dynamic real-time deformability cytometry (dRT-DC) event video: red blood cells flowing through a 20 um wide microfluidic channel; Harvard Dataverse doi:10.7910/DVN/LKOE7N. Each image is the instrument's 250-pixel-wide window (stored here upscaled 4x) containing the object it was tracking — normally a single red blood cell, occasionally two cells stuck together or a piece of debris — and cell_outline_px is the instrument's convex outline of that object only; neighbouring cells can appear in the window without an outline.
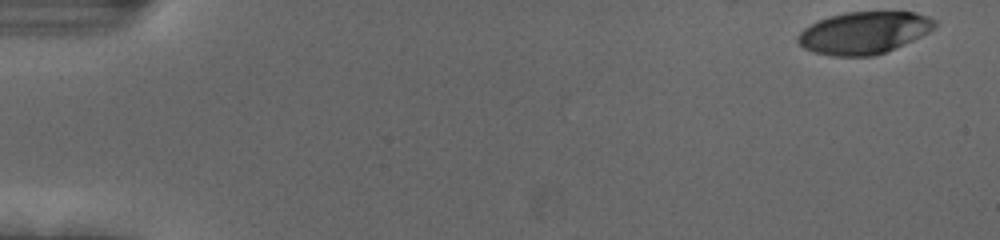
{"species": "human", "species_latin": "Homo sapiens", "temperature_condition": "cold", "stored_images_in_passage": 54, "camera_frame_rate_fps": 3000, "um_per_image_px": 0.085, "donor": {"sex": "female"}, "frame": {"image": 1, "passage_image": 1, "time_ms": 0.0, "image_size_px": [1000, 240], "cell_outline_px": [[936, 28], [904, 44], [884, 52], [872, 56], [832, 56], [816, 52], [804, 48], [796, 40], [796, 36], [804, 28], [816, 20], [828, 16], [848, 12], [916, 12], [928, 16], [936, 20]], "centroid_in_image_um": [73.42, 2.77], "position_along_channel_um": 11.6, "area_um2": 33.58}}
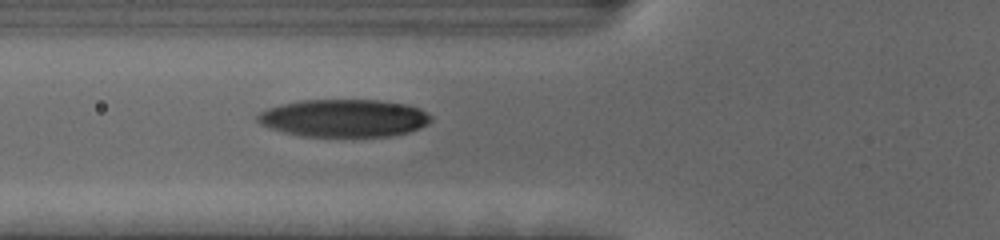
{"frame": {"image": 2, "passage_image": 20, "time_ms": 6.333, "image_size_px": [1000, 240], "cell_outline_px": [[432, 120], [428, 124], [420, 128], [408, 132], [392, 136], [300, 136], [284, 132], [260, 124], [256, 120], [256, 116], [260, 112], [268, 108], [280, 104], [300, 100], [380, 100], [404, 104], [420, 108], [428, 112], [432, 116]], "centroid_in_image_um": [29.25, 10.03], "position_along_channel_um": 96.5, "area_um2": 38.21}}
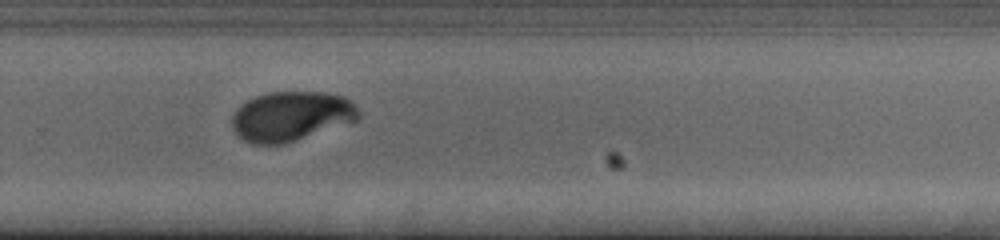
{"frame": {"image": 3, "passage_image": 37, "time_ms": 12.0, "image_size_px": [1000, 240], "cell_outline_px": [[360, 120], [284, 144], [252, 144], [236, 136], [232, 128], [232, 116], [236, 108], [240, 104], [256, 96], [268, 92], [324, 92], [344, 96], [356, 104], [360, 112]], "centroid_in_image_um": [24.76, 9.88], "position_along_channel_um": 305.0, "area_um2": 37.17}, "authors_computed_cell_mechanics": {"area_um2": 36.6163, "velocity_mm_per_s": 3.6906, "shape_relaxation_time_tau1_ms": 3.8016, "shape_relaxation_time_tau2_ms": null, "deformation_change_tau1": 0.2034, "deformation_change_tau2": null}}